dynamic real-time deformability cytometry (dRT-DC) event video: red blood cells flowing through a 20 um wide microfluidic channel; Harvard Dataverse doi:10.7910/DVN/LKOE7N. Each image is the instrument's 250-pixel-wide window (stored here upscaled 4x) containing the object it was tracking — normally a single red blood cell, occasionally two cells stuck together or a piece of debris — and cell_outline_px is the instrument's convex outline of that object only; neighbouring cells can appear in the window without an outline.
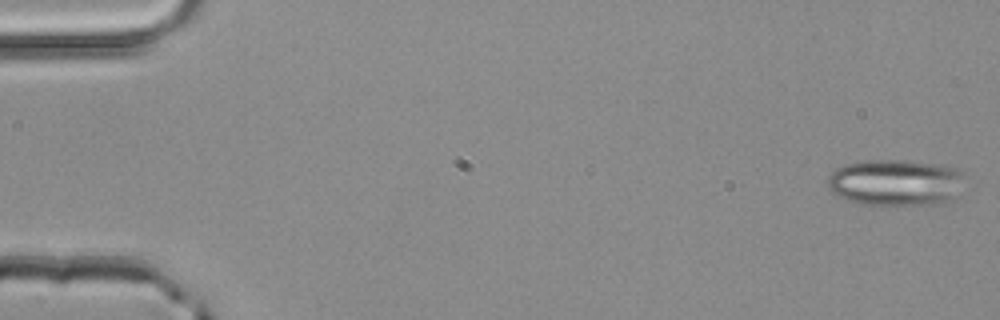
{"species": "common noctule bat (a hibernating species)", "species_latin": "Nyctalus noctula", "temperature_condition": "room temperature", "stored_images_in_passage": 5, "camera_frame_rate_fps": 3000, "um_per_image_px": 0.085, "animal": {"sex": "male", "body_mass_g": 20.4}, "frame": {"image": 1, "passage_image": 1, "time_ms": 0.0, "image_size_px": [1000, 320], "cell_outline_px": [[972, 188], [968, 192], [944, 204], [864, 204], [844, 200], [836, 196], [828, 188], [828, 176], [836, 168], [844, 164], [868, 160], [900, 160], [936, 164], [956, 168], [964, 172]], "centroid_in_image_um": [76.3, 15.53], "position_along_channel_um": 8.7, "area_um2": 38.49}}